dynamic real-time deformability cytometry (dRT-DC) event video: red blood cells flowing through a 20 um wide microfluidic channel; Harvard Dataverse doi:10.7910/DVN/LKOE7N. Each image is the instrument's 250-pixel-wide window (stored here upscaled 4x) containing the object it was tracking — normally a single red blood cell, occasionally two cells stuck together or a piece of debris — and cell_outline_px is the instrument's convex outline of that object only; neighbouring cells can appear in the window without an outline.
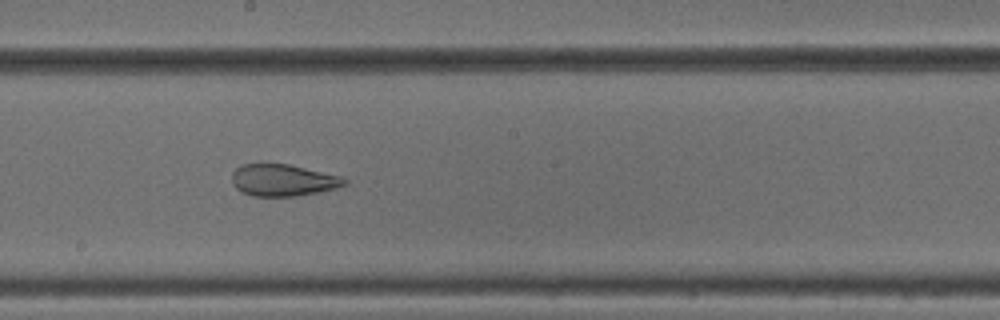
{"species": "common noctule bat (a hibernating species)", "species_latin": "Nyctalus noctula", "temperature_condition": "cold", "stored_images_in_passage": 52, "camera_frame_rate_fps": 3000, "um_per_image_px": 0.085, "animal": {"sex": "male", "body_mass_g": 18.8}, "frame": {"image": 1, "passage_image": 29, "time_ms": 9.333, "image_size_px": [1000, 320], "cell_outline_px": [[348, 184], [336, 188], [296, 196], [252, 196], [240, 192], [232, 184], [232, 172], [236, 168], [244, 164], [288, 164], [344, 176], [348, 180]], "centroid_in_image_um": [24.07, 15.32], "position_along_channel_um": 224.1, "area_um2": 21.04}}
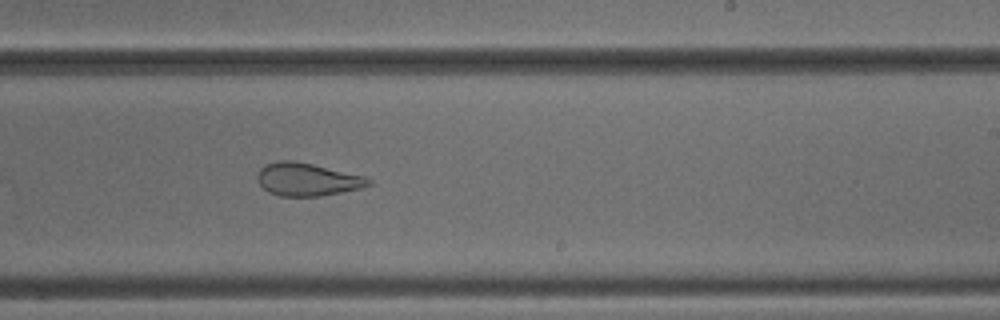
{"frame": {"image": 2, "passage_image": 32, "time_ms": 10.333, "image_size_px": [1000, 320], "cell_outline_px": [[372, 184], [360, 188], [320, 196], [280, 196], [268, 192], [260, 184], [256, 176], [260, 168], [264, 164], [276, 160], [292, 160], [312, 164], [364, 176], [372, 180]], "centroid_in_image_um": [26.08, 15.24], "position_along_channel_um": 262.9, "area_um2": 21.27}}
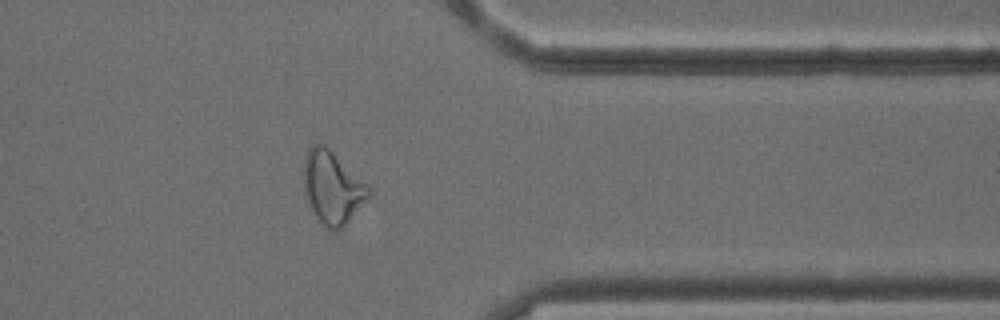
{"frame": {"image": 3, "passage_image": 42, "time_ms": 13.667, "image_size_px": [1000, 320], "cell_outline_px": [[372, 192], [348, 220], [336, 232], [324, 228], [320, 224], [312, 212], [308, 204], [304, 188], [304, 160], [308, 148], [312, 144], [320, 144], [328, 148]], "centroid_in_image_um": [28.17, 15.98], "position_along_channel_um": 383.2, "area_um2": 26.59}, "authors_computed_cell_mechanics": {"area_um2": 27.9752, "velocity_mm_per_s": 3.887, "shape_relaxation_time_tau1_ms": null, "shape_relaxation_time_tau2_ms": 1.2586, "deformation_change_tau1": null, "deformation_change_tau2": 0.0892}}